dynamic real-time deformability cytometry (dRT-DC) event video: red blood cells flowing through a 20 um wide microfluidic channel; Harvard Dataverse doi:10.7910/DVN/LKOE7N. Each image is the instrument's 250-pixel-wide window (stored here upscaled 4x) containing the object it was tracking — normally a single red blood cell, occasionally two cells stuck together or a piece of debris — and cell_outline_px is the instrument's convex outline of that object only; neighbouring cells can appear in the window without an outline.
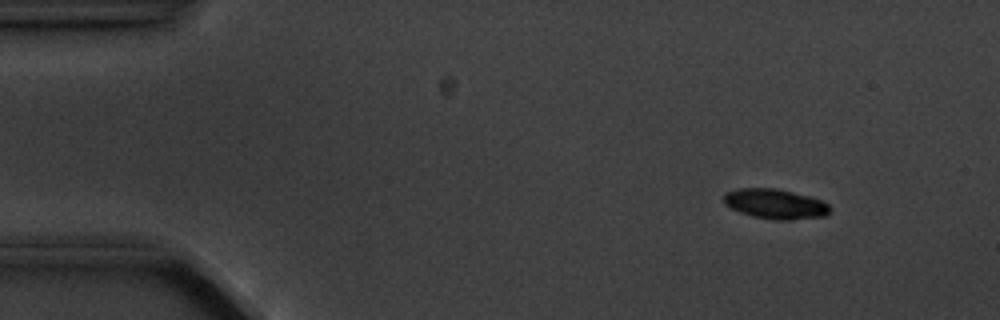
{"species": "common noctule bat (a hibernating species)", "species_latin": "Nyctalus noctula", "temperature_condition": "cold", "stored_images_in_passage": 3, "camera_frame_rate_fps": 3000, "um_per_image_px": 0.085, "animal": {"sex": "male", "body_mass_g": 20.1, "forearm_length_mm": 53.5}, "frame": {"image": 1, "passage_image": 1, "time_ms": 0.0, "image_size_px": [1000, 320], "cell_outline_px": [[828, 212], [824, 216], [792, 220], [772, 220], [752, 216], [740, 212], [724, 204], [724, 192], [740, 188], [772, 188], [792, 192], [808, 196], [820, 200], [828, 204]], "centroid_in_image_um": [65.85, 17.34], "position_along_channel_um": 19.2, "area_um2": 18.32}}